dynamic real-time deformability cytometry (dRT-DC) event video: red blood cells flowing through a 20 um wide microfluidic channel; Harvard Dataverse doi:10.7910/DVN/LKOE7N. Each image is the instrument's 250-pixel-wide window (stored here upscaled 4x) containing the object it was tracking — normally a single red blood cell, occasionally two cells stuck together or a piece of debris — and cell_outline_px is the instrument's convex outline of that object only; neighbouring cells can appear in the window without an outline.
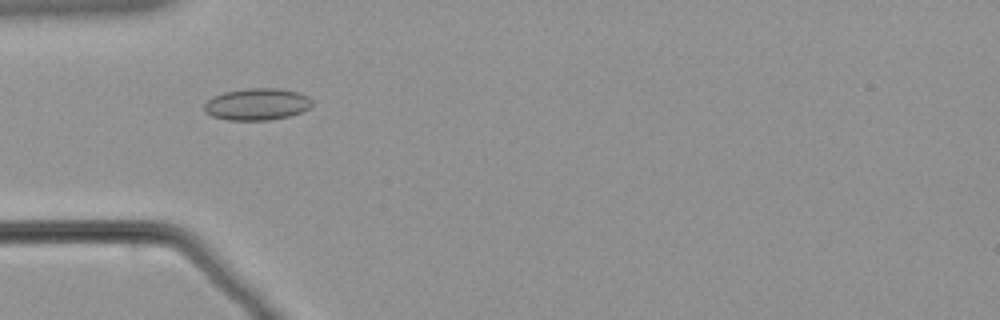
{"species": "common noctule bat (a hibernating species)", "species_latin": "Nyctalus noctula", "temperature_condition": "warm", "stored_images_in_passage": 43, "camera_frame_rate_fps": 3000, "um_per_image_px": 0.085, "animal": {"sex": "male", "body_mass_g": 21.5, "forearm_length_mm": 52.0}, "frame": {"image": 1, "passage_image": 2, "time_ms": 0.333, "image_size_px": [1000, 320], "cell_outline_px": [[312, 104], [304, 112], [288, 116], [268, 120], [228, 120], [212, 116], [204, 112], [204, 104], [212, 96], [224, 92], [248, 88], [280, 88], [300, 92], [308, 96], [312, 100]], "centroid_in_image_um": [21.85, 8.85], "position_along_channel_um": 63.1, "area_um2": 20.23}}
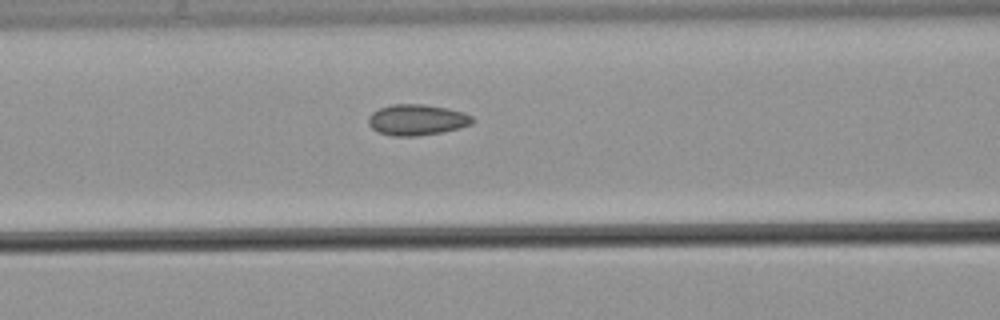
{"frame": {"image": 2, "passage_image": 8, "time_ms": 2.333, "image_size_px": [1000, 320], "cell_outline_px": [[476, 120], [472, 124], [460, 128], [440, 132], [416, 136], [396, 136], [380, 132], [372, 128], [368, 124], [368, 116], [372, 112], [380, 108], [392, 104], [424, 104], [448, 108], [464, 112], [472, 116]], "centroid_in_image_um": [35.47, 10.17], "position_along_channel_um": 131.1, "area_um2": 18.79}}
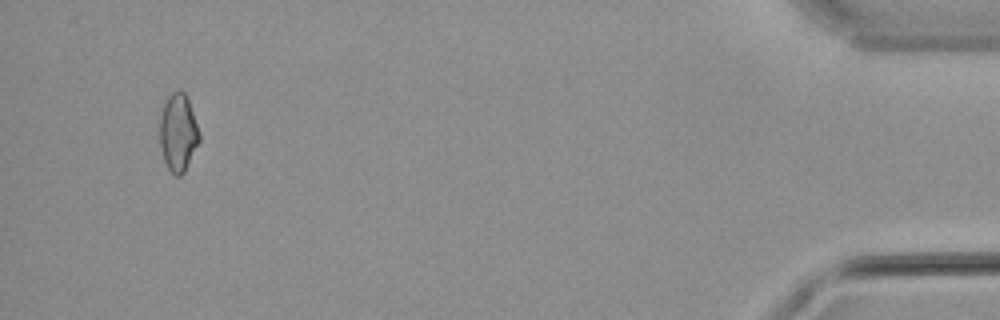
{"frame": {"image": 3, "passage_image": 40, "time_ms": 13.0, "image_size_px": [1000, 320], "cell_outline_px": [[200, 140], [184, 172], [180, 176], [176, 176], [168, 168], [164, 160], [160, 144], [160, 112], [168, 96], [172, 92], [184, 92], [188, 100], [200, 132]], "centroid_in_image_um": [15.14, 11.28], "position_along_channel_um": 420.1, "area_um2": 17.69}}